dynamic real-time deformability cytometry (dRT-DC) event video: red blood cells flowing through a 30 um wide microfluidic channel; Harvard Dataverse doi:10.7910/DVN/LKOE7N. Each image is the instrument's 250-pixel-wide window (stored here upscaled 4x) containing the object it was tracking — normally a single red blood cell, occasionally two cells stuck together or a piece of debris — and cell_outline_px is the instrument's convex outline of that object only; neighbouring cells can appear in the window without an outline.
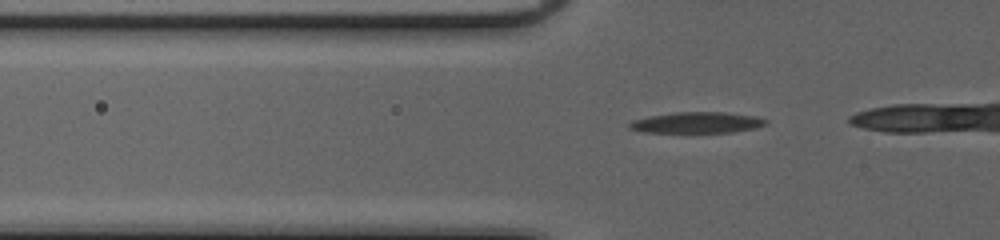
{"species": "common noctule bat (a hibernating species)", "species_latin": "Nyctalus noctula", "temperature_condition": "cold", "stored_images_in_passage": 10, "camera_frame_rate_fps": 3000, "um_per_image_px": 0.085, "animal": {"sex": "female", "body_mass_g": 20.0, "forearm_length_mm": 54.0}, "frame": {"image": 1, "passage_image": 4, "time_ms": 1.0, "image_size_px": [1000, 240], "cell_outline_px": [[768, 124], [756, 128], [732, 132], [644, 132], [628, 128], [628, 124], [632, 120], [648, 116], [672, 112], [724, 112], [756, 116], [768, 120]], "centroid_in_image_um": [59.25, 10.41], "position_along_channel_um": 66.6, "area_um2": 16.82}}
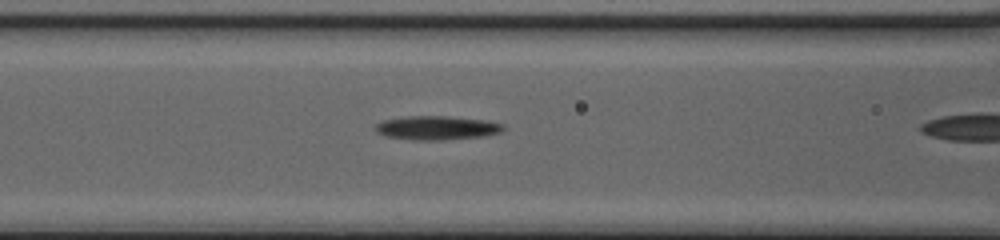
{"frame": {"image": 2, "passage_image": 9, "time_ms": 2.667, "image_size_px": [1000, 240], "cell_outline_px": [[504, 128], [500, 132], [484, 136], [444, 140], [412, 140], [384, 136], [376, 132], [376, 124], [384, 120], [408, 116], [444, 116], [488, 120], [504, 124]], "centroid_in_image_um": [37.14, 10.87], "position_along_channel_um": 129.5, "area_um2": 17.86}}